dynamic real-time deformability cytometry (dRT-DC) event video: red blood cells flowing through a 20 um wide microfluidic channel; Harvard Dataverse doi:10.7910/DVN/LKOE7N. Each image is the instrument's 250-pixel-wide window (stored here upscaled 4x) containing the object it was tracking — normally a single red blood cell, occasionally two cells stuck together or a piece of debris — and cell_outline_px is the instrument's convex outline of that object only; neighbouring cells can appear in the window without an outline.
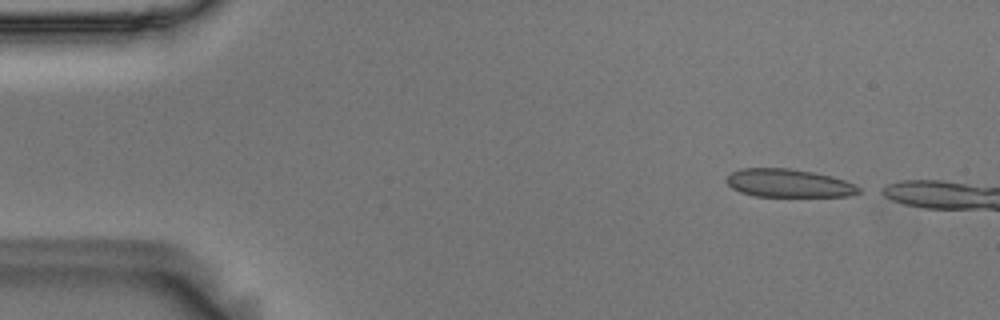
{"species": "Egyptian fruit bat (a non-hibernating species)", "species_latin": "Rousettus aegyptiacus", "temperature_condition": "room temperature", "stored_images_in_passage": 12, "camera_frame_rate_fps": 3000, "um_per_image_px": 0.085, "animal": {"sex": "male"}, "frame": {"image": 1, "passage_image": 1, "time_ms": 0.0, "image_size_px": [1000, 320], "cell_outline_px": [[860, 192], [848, 196], [756, 196], [740, 192], [732, 188], [724, 180], [732, 172], [740, 168], [788, 168], [812, 172], [832, 176], [844, 180], [860, 188]], "centroid_in_image_um": [66.99, 15.56], "position_along_channel_um": 18.0, "area_um2": 21.56}}